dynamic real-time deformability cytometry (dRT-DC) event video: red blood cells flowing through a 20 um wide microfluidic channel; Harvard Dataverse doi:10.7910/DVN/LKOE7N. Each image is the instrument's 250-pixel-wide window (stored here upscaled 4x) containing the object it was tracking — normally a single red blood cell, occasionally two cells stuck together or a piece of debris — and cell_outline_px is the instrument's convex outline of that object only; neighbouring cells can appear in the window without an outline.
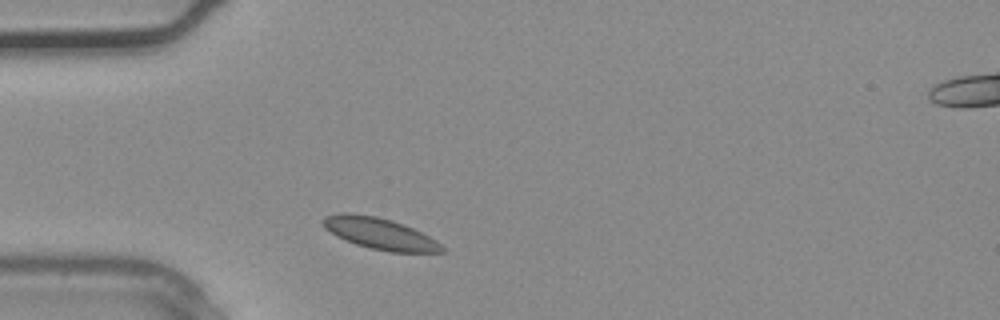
{"species": "common noctule bat (a hibernating species)", "species_latin": "Nyctalus noctula", "temperature_condition": "warm", "stored_images_in_passage": 1, "camera_frame_rate_fps": 3000, "um_per_image_px": 0.085, "animal": {"sex": "male", "body_mass_g": 20.4}, "frame": {"image": 1, "passage_image": 1, "time_ms": 0.0, "image_size_px": [1000, 320], "cell_outline_px": [[448, 252], [392, 252], [372, 248], [356, 244], [336, 236], [324, 228], [320, 220], [324, 216], [340, 212], [352, 212], [376, 216], [392, 220], [404, 224], [436, 240]], "centroid_in_image_um": [32.24, 19.83], "position_along_channel_um": 52.8, "area_um2": 21.85}}